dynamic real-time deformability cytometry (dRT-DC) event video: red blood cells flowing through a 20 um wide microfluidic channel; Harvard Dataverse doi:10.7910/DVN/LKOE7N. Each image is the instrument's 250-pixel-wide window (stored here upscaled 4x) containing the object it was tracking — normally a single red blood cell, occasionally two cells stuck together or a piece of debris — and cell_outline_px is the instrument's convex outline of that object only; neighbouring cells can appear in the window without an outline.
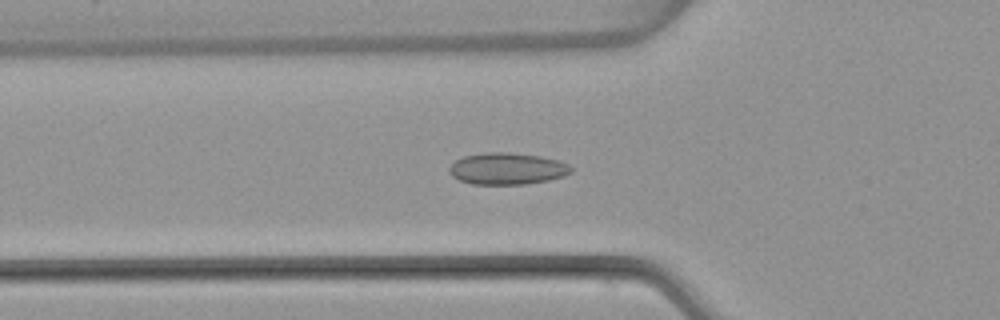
{"species": "common noctule bat (a hibernating species)", "species_latin": "Nyctalus noctula", "temperature_condition": "warm", "stored_images_in_passage": 41, "camera_frame_rate_fps": 3000, "um_per_image_px": 0.085, "animal": {"sex": "female", "body_mass_g": 22.7, "forearm_length_mm": 54.2}, "frame": {"image": 1, "passage_image": 6, "time_ms": 1.667, "image_size_px": [1000, 320], "cell_outline_px": [[572, 172], [564, 176], [548, 180], [524, 184], [472, 184], [460, 180], [452, 176], [448, 172], [448, 168], [456, 160], [464, 156], [488, 152], [508, 152], [540, 156], [556, 160], [568, 164], [572, 168]], "centroid_in_image_um": [43.1, 14.34], "position_along_channel_um": 82.7, "area_um2": 22.43}}
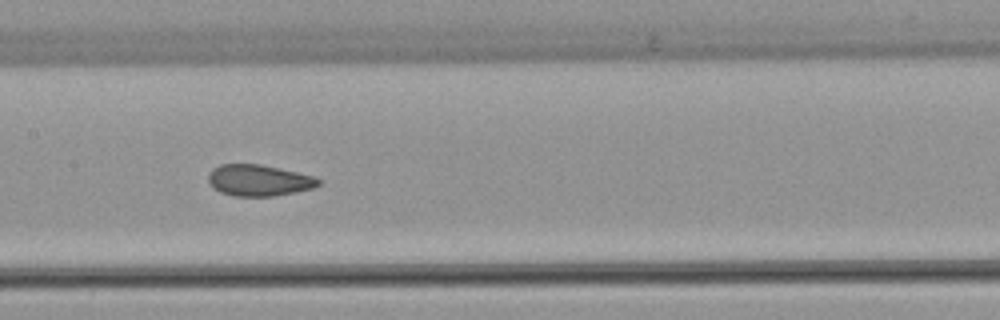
{"frame": {"image": 2, "passage_image": 14, "time_ms": 4.333, "image_size_px": [1000, 320], "cell_outline_px": [[320, 184], [312, 188], [296, 192], [272, 196], [232, 196], [220, 192], [212, 188], [208, 180], [208, 172], [212, 168], [220, 164], [260, 164], [280, 168], [316, 176], [320, 180]], "centroid_in_image_um": [21.98, 15.32], "position_along_channel_um": 185.4, "area_um2": 20.35}}
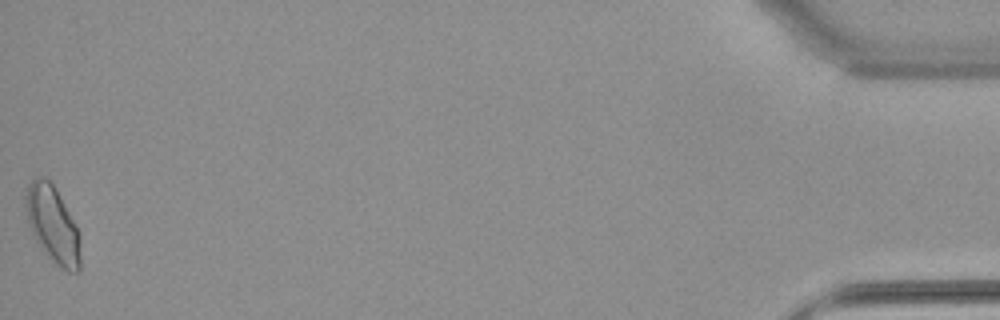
{"frame": {"image": 3, "passage_image": 41, "time_ms": 13.333, "image_size_px": [1000, 320], "cell_outline_px": [[80, 272], [68, 272], [60, 268], [40, 248], [28, 224], [24, 204], [24, 196], [28, 184], [36, 176], [44, 176], [52, 184], [68, 212], [80, 236]], "centroid_in_image_um": [4.45, 19.1], "position_along_channel_um": 430.8, "area_um2": 24.33}, "authors_computed_cell_mechanics": {"area_um2": 20.6924, "velocity_mm_per_s": 3.8224, "shape_relaxation_time_tau1_ms": null, "shape_relaxation_time_tau2_ms": 0.9323, "deformation_change_tau1": null, "deformation_change_tau2": 0.0551}}